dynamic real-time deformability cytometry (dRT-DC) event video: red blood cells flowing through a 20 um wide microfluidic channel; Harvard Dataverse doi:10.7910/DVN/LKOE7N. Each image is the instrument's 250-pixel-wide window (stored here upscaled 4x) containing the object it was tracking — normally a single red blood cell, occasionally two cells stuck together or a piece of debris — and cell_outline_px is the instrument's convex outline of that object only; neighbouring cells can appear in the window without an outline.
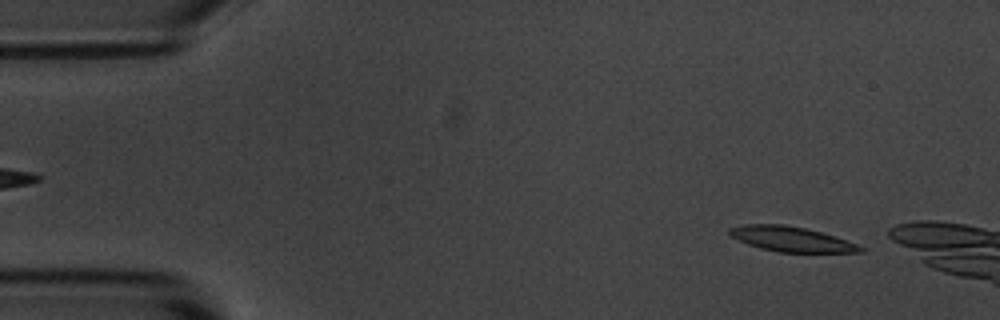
{"species": "common noctule bat (a hibernating species)", "species_latin": "Nyctalus noctula", "temperature_condition": "room temperature", "stored_images_in_passage": 6, "camera_frame_rate_fps": 3000, "um_per_image_px": 0.085, "animal": {"sex": "male", "body_mass_g": 20.1, "forearm_length_mm": 53.5}, "frame": {"image": 1, "passage_image": 1, "time_ms": 0.0, "image_size_px": [1000, 320], "cell_outline_px": [[864, 252], [776, 252], [760, 248], [748, 244], [728, 236], [728, 228], [744, 224], [784, 224], [804, 228], [820, 232], [856, 244], [864, 248]], "centroid_in_image_um": [67.17, 20.32], "position_along_channel_um": 17.8, "area_um2": 18.9}}